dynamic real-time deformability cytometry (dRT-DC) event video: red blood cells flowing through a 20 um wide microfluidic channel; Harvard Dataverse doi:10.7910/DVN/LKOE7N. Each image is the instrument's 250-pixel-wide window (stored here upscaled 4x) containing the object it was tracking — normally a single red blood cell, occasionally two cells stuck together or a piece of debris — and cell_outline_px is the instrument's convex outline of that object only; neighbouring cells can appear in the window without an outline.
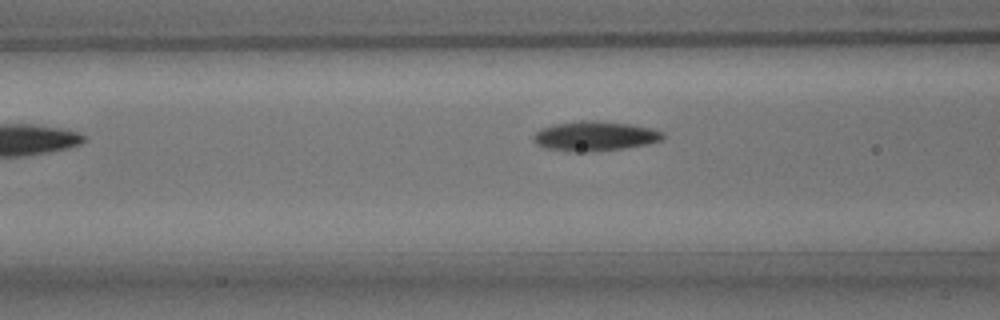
{"species": "common noctule bat (a hibernating species)", "species_latin": "Nyctalus noctula", "temperature_condition": "room temperature", "stored_images_in_passage": 32, "camera_frame_rate_fps": 3000, "um_per_image_px": 0.085, "animal": {"sex": "male", "body_mass_g": 15.6}, "frame": {"image": 1, "passage_image": 6, "time_ms": 1.667, "image_size_px": [1000, 320], "cell_outline_px": [[664, 140], [648, 144], [624, 148], [588, 152], [576, 152], [544, 148], [536, 144], [532, 140], [532, 136], [540, 128], [556, 124], [580, 120], [592, 120], [628, 124], [652, 128], [664, 132]], "centroid_in_image_um": [50.55, 11.57], "position_along_channel_um": 116.0, "area_um2": 22.54}}
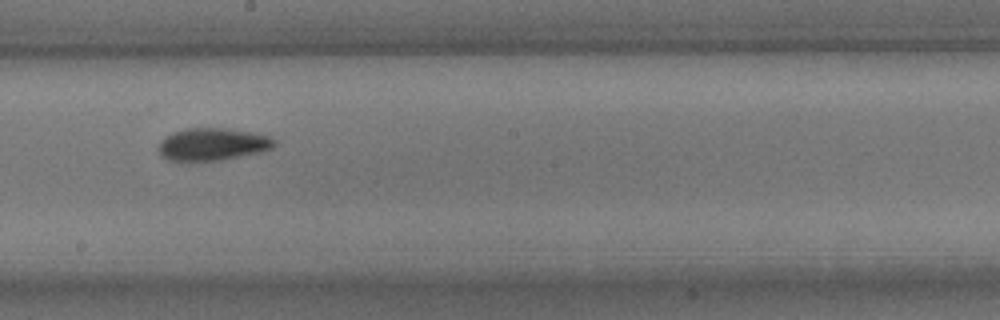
{"frame": {"image": 2, "passage_image": 15, "time_ms": 4.667, "image_size_px": [1000, 320], "cell_outline_px": [[276, 144], [272, 148], [256, 152], [220, 160], [168, 160], [160, 156], [156, 148], [160, 140], [164, 136], [172, 132], [184, 128], [228, 128], [252, 132], [268, 136], [276, 140]], "centroid_in_image_um": [17.99, 12.24], "position_along_channel_um": 230.2, "area_um2": 21.91}}
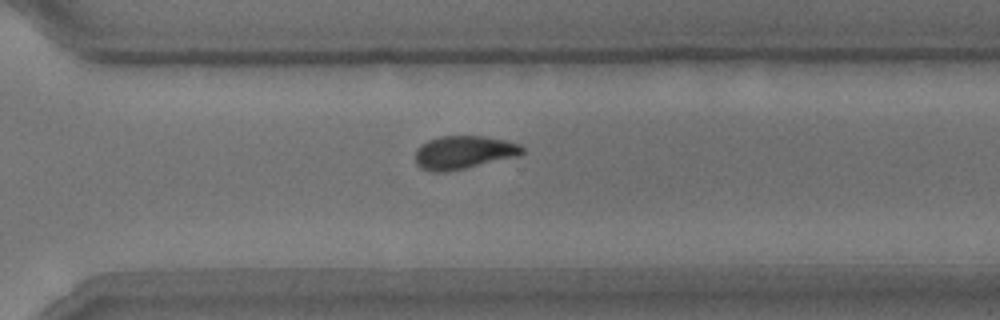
{"frame": {"image": 3, "passage_image": 23, "time_ms": 7.333, "image_size_px": [1000, 320], "cell_outline_px": [[524, 152], [520, 156], [464, 168], [444, 172], [428, 172], [420, 168], [416, 164], [416, 148], [420, 144], [428, 140], [440, 136], [484, 136], [504, 140], [520, 144], [524, 148]], "centroid_in_image_um": [39.4, 12.95], "position_along_channel_um": 331.2, "area_um2": 20.87}, "authors_computed_cell_mechanics": {"area_um2": 21.3571, "velocity_mm_per_s": 3.7945, "shape_relaxation_time_tau1_ms": 4.2443, "shape_relaxation_time_tau2_ms": 4.5385, "deformation_change_tau1": 0.1453, "deformation_change_tau2": 0.1038}}